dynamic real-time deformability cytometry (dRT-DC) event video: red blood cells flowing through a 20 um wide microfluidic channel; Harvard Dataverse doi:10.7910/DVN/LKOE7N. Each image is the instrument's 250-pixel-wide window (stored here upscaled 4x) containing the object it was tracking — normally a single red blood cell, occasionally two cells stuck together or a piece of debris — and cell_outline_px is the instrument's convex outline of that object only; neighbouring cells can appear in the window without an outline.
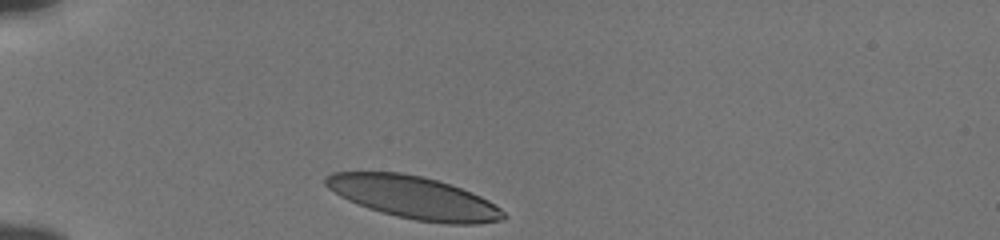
{"species": "human", "species_latin": "Homo sapiens", "temperature_condition": "cold", "stored_images_in_passage": 31, "camera_frame_rate_fps": 3000, "um_per_image_px": 0.085, "donor": {"sex": "male"}, "frame": {"image": 1, "passage_image": 1, "time_ms": 0.0, "image_size_px": [1000, 240], "cell_outline_px": [[508, 216], [500, 220], [476, 224], [448, 224], [416, 220], [396, 216], [380, 212], [368, 208], [348, 200], [340, 196], [328, 188], [324, 184], [324, 176], [332, 172], [400, 172], [420, 176], [436, 180], [472, 192], [488, 200], [500, 208]], "centroid_in_image_um": [35.15, 16.79], "position_along_channel_um": 49.8, "area_um2": 43.87}}
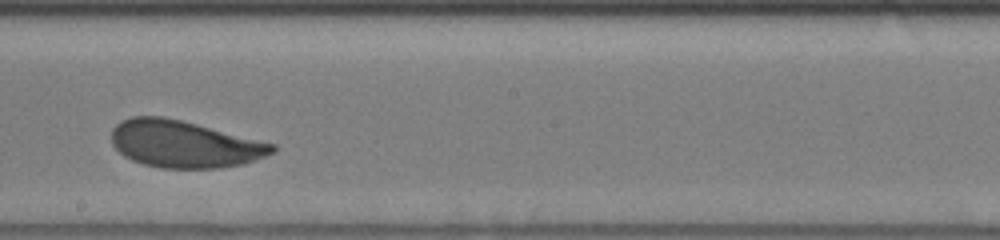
{"frame": {"image": 2, "passage_image": 18, "time_ms": 5.667, "image_size_px": [1000, 240], "cell_outline_px": [[276, 152], [240, 164], [220, 168], [160, 168], [144, 164], [132, 160], [124, 156], [112, 144], [112, 128], [120, 120], [132, 116], [164, 116], [276, 144]], "centroid_in_image_um": [15.62, 12.24], "position_along_channel_um": 232.6, "area_um2": 43.87}}
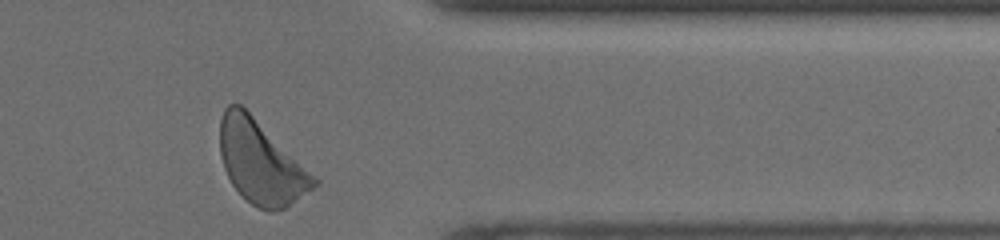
{"frame": {"image": 3, "passage_image": 31, "time_ms": 10.0, "image_size_px": [1000, 240], "cell_outline_px": [[320, 184], [284, 208], [272, 212], [260, 208], [252, 204], [232, 184], [224, 168], [220, 156], [220, 120], [224, 108], [228, 104], [240, 104], [316, 176], [320, 180]], "centroid_in_image_um": [22.18, 13.8], "position_along_channel_um": 389.2, "area_um2": 44.8}, "authors_computed_cell_mechanics": {"area_um2": 44.2748, "velocity_mm_per_s": 3.7793, "shape_relaxation_time_tau1_ms": 2.1502, "shape_relaxation_time_tau2_ms": 2.8213, "deformation_change_tau1": 0.1061, "deformation_change_tau2": 0.0727}}